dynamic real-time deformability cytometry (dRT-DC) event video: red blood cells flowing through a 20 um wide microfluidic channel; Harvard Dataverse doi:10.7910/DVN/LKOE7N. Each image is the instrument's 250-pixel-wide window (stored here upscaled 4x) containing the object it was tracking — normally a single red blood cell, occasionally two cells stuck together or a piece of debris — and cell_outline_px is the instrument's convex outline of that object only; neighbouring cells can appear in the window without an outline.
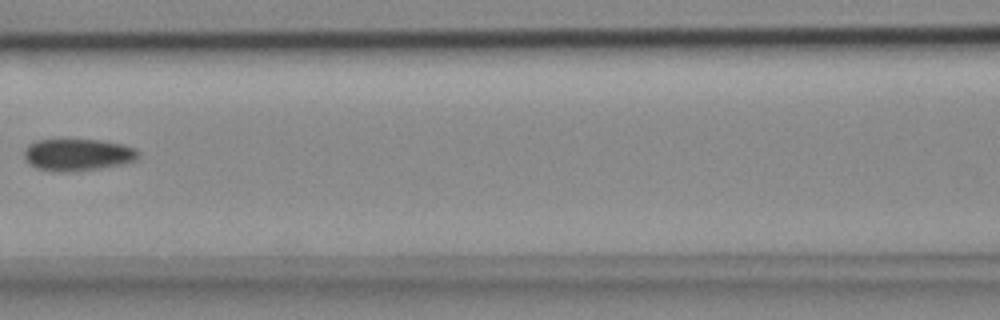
{"species": "common noctule bat (a hibernating species)", "species_latin": "Nyctalus noctula", "temperature_condition": "cold", "stored_images_in_passage": 6, "camera_frame_rate_fps": 3000, "um_per_image_px": 0.085, "animal": {"sex": "female", "body_mass_g": 18.4}, "frame": {"image": 1, "passage_image": 5, "time_ms": 1.333, "image_size_px": [1000, 320], "cell_outline_px": [[140, 156], [136, 160], [124, 164], [68, 172], [60, 172], [36, 168], [24, 156], [24, 152], [28, 144], [36, 140], [100, 140], [124, 144], [136, 148], [140, 152]], "centroid_in_image_um": [6.66, 13.14], "position_along_channel_um": 159.9, "area_um2": 21.21}}
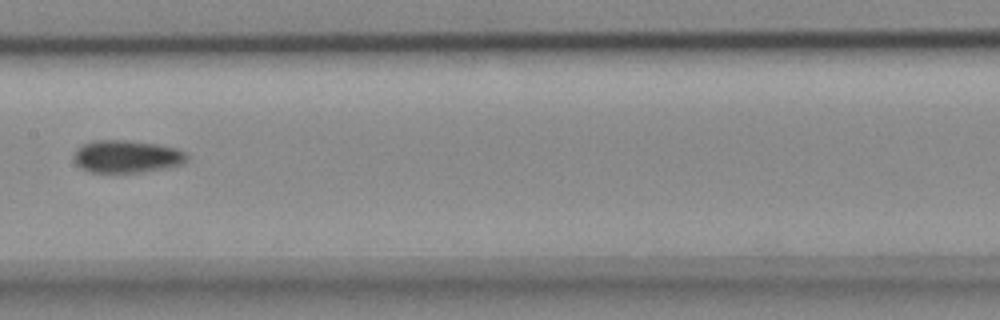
{"frame": {"image": 2, "passage_image": 6, "time_ms": 1.667, "image_size_px": [1000, 320], "cell_outline_px": [[188, 160], [180, 164], [164, 168], [136, 172], [92, 172], [76, 164], [76, 148], [84, 144], [96, 140], [128, 140], [156, 144], [176, 148], [184, 152], [188, 156]], "centroid_in_image_um": [10.8, 13.29], "position_along_channel_um": 196.6, "area_um2": 20.98}}